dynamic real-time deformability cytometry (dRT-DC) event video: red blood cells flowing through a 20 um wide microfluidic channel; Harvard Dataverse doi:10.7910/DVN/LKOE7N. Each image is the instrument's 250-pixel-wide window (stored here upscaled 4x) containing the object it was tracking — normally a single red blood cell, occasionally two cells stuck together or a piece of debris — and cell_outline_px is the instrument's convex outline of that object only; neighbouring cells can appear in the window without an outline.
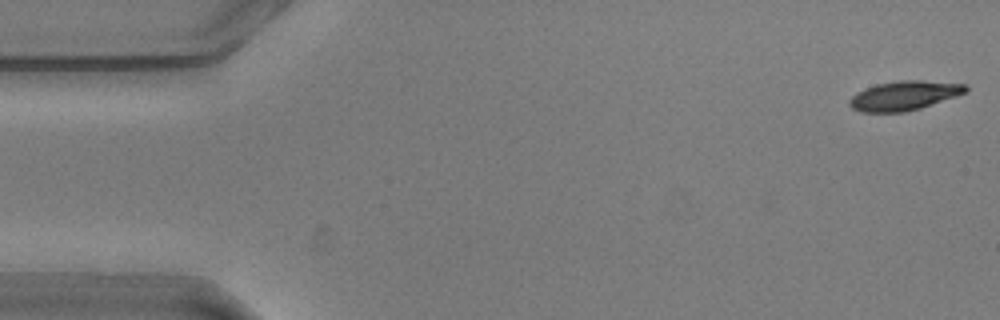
{"species": "common noctule bat (a hibernating species)", "species_latin": "Nyctalus noctula", "temperature_condition": "warm", "stored_images_in_passage": 55, "camera_frame_rate_fps": 3000, "um_per_image_px": 0.085, "animal": {"sex": "male", "body_mass_g": 20.5, "forearm_length_mm": 52.5}, "frame": {"image": 1, "passage_image": 1, "time_ms": 0.0, "image_size_px": [1000, 320], "cell_outline_px": [[968, 92], [920, 108], [904, 112], [860, 112], [852, 108], [848, 104], [848, 100], [856, 92], [864, 88], [876, 84], [900, 80], [920, 80], [968, 84]], "centroid_in_image_um": [76.84, 8.12], "position_along_channel_um": 8.2, "area_um2": 20.0}}
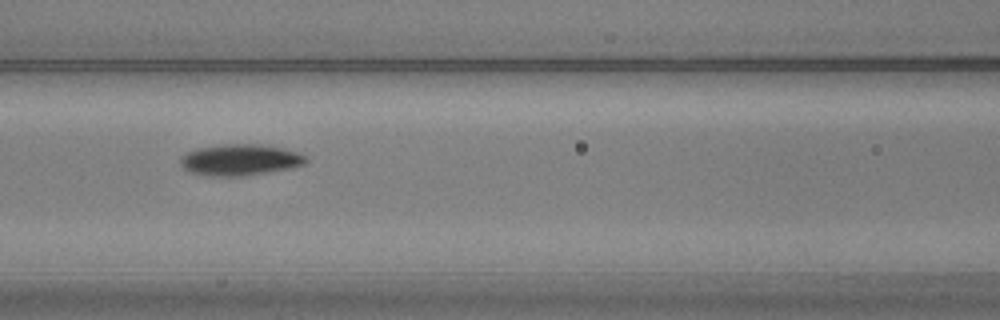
{"frame": {"image": 2, "passage_image": 23, "time_ms": 7.333, "image_size_px": [1000, 320], "cell_outline_px": [[308, 160], [304, 164], [292, 168], [244, 176], [212, 176], [192, 172], [184, 168], [180, 164], [180, 156], [196, 148], [220, 144], [268, 144], [284, 148], [296, 152], [304, 156]], "centroid_in_image_um": [20.41, 13.57], "position_along_channel_um": 146.2, "area_um2": 23.0}}
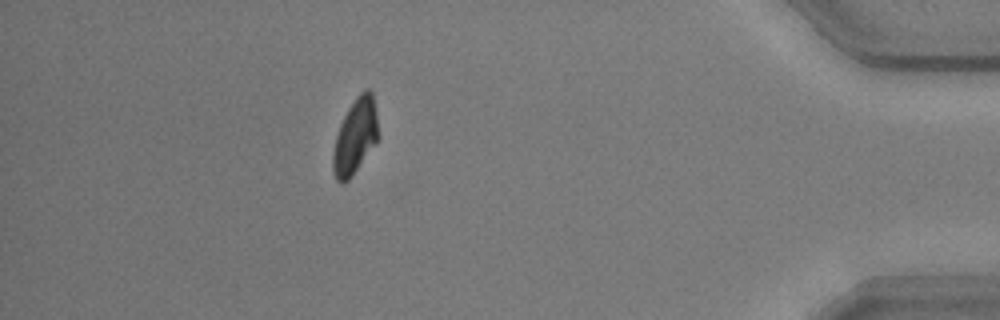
{"frame": {"image": 3, "passage_image": 49, "time_ms": 16.0, "image_size_px": [1000, 320], "cell_outline_px": [[380, 136], [352, 176], [344, 184], [340, 184], [336, 180], [332, 168], [332, 152], [336, 136], [340, 124], [348, 108], [356, 96], [364, 88], [368, 88], [372, 92], [376, 112]], "centroid_in_image_um": [30.19, 11.59], "position_along_channel_um": 405.0, "area_um2": 20.06}, "authors_computed_cell_mechanics": {"area_um2": 20.9236, "velocity_mm_per_s": 3.5927, "shape_relaxation_time_tau1_ms": 2.7905, "shape_relaxation_time_tau2_ms": null, "deformation_change_tau1": 0.1365, "deformation_change_tau2": null}}